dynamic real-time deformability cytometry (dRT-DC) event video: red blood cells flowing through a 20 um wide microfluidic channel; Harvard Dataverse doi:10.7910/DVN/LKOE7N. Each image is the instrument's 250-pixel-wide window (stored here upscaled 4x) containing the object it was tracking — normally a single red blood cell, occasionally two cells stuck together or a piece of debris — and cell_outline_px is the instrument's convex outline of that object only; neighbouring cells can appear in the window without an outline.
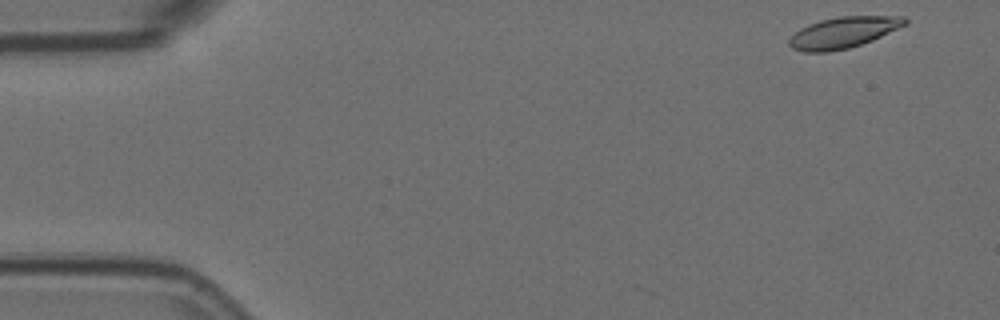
{"species": "Egyptian fruit bat (a non-hibernating species)", "species_latin": "Rousettus aegyptiacus", "temperature_condition": "room temperature", "stored_images_in_passage": 7, "camera_frame_rate_fps": 3000, "um_per_image_px": 0.085, "animal": {"sex": "female"}, "frame": {"image": 1, "passage_image": 1, "time_ms": 0.0, "image_size_px": [1000, 320], "cell_outline_px": [[908, 24], [872, 40], [848, 48], [828, 52], [804, 52], [792, 48], [788, 44], [788, 40], [800, 28], [808, 24], [820, 20], [840, 16], [904, 16], [908, 20]], "centroid_in_image_um": [71.68, 2.75], "position_along_channel_um": 13.3, "area_um2": 20.98}}